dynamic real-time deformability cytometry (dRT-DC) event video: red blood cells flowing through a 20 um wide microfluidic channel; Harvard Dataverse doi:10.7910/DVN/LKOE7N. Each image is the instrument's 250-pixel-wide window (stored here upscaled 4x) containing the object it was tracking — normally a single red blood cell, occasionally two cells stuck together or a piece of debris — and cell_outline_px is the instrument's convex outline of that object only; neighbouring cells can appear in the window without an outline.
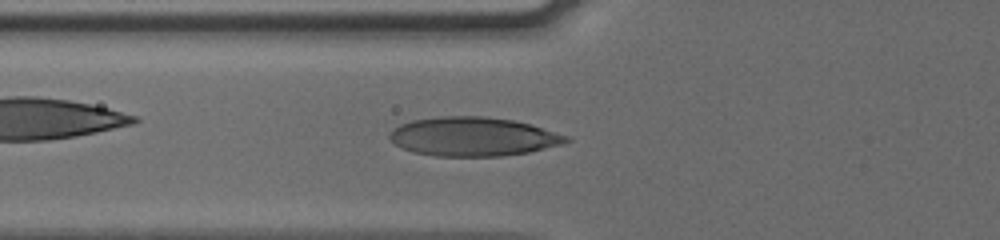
{"species": "human", "species_latin": "Homo sapiens", "temperature_condition": "cold", "stored_images_in_passage": 57, "camera_frame_rate_fps": 3000, "um_per_image_px": 0.085, "donor": {"sex": "male"}, "frame": {"image": 1, "passage_image": 23, "time_ms": 7.333, "image_size_px": [1000, 240], "cell_outline_px": [[572, 140], [560, 144], [528, 152], [500, 156], [436, 156], [412, 152], [396, 144], [388, 136], [400, 124], [412, 120], [440, 116], [484, 116], [512, 120], [532, 124], [568, 136]], "centroid_in_image_um": [40.22, 11.61], "position_along_channel_um": 85.6, "area_um2": 39.82}}
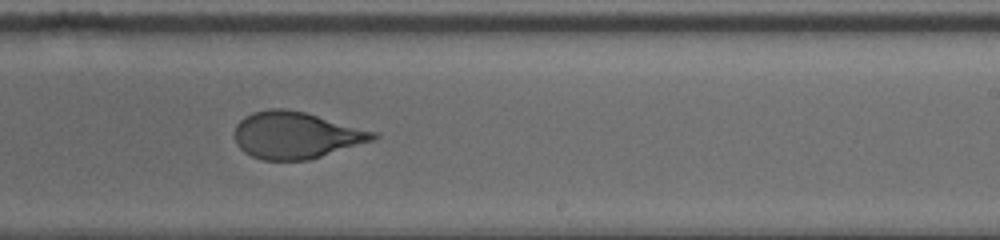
{"frame": {"image": 2, "passage_image": 37, "time_ms": 12.0, "image_size_px": [1000, 240], "cell_outline_px": [[380, 136], [376, 140], [308, 160], [260, 160], [244, 152], [236, 144], [236, 124], [244, 116], [252, 112], [272, 108], [284, 108], [304, 112], [376, 132]], "centroid_in_image_um": [25.16, 11.49], "position_along_channel_um": 263.8, "area_um2": 37.74}}
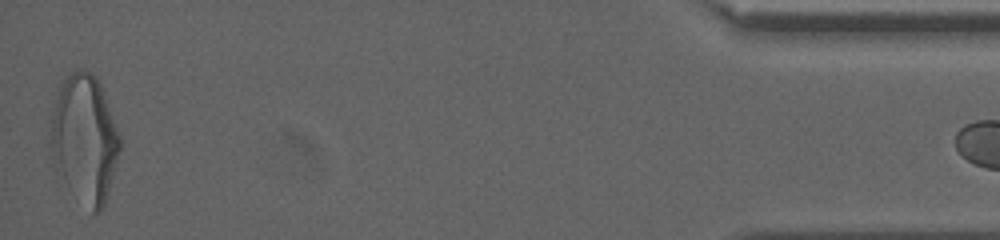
{"frame": {"image": 3, "passage_image": 56, "time_ms": 18.333, "image_size_px": [1000, 240], "cell_outline_px": [[120, 148], [104, 204], [100, 212], [92, 212], [64, 176], [52, 156], [48, 144], [48, 116], [56, 92], [60, 84], [72, 72], [80, 68], [92, 72], [100, 84], [120, 136]], "centroid_in_image_um": [7.14, 11.65], "position_along_channel_um": 428.1, "area_um2": 50.75}}